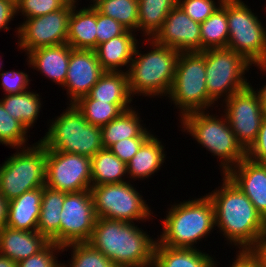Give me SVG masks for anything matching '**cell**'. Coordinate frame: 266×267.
Segmentation results:
<instances>
[{
  "label": "cell",
  "instance_id": "obj_1",
  "mask_svg": "<svg viewBox=\"0 0 266 267\" xmlns=\"http://www.w3.org/2000/svg\"><path fill=\"white\" fill-rule=\"evenodd\" d=\"M221 184L208 192L214 207L215 227L226 244L236 251H250L266 236V221L250 199L226 176ZM238 249V250H237Z\"/></svg>",
  "mask_w": 266,
  "mask_h": 267
},
{
  "label": "cell",
  "instance_id": "obj_2",
  "mask_svg": "<svg viewBox=\"0 0 266 267\" xmlns=\"http://www.w3.org/2000/svg\"><path fill=\"white\" fill-rule=\"evenodd\" d=\"M136 224L97 218L88 243L117 267H152L157 237Z\"/></svg>",
  "mask_w": 266,
  "mask_h": 267
},
{
  "label": "cell",
  "instance_id": "obj_3",
  "mask_svg": "<svg viewBox=\"0 0 266 267\" xmlns=\"http://www.w3.org/2000/svg\"><path fill=\"white\" fill-rule=\"evenodd\" d=\"M194 198L177 200V203L174 201L173 205H168L161 221L162 232L157 235L161 245L197 249L200 241H206L216 230L214 207L209 196L205 193Z\"/></svg>",
  "mask_w": 266,
  "mask_h": 267
},
{
  "label": "cell",
  "instance_id": "obj_4",
  "mask_svg": "<svg viewBox=\"0 0 266 267\" xmlns=\"http://www.w3.org/2000/svg\"><path fill=\"white\" fill-rule=\"evenodd\" d=\"M143 43L150 45L146 53L140 49ZM179 55V51L159 45L153 39L141 38L136 44L127 72L131 96L149 97L152 101L153 98H167L173 85Z\"/></svg>",
  "mask_w": 266,
  "mask_h": 267
},
{
  "label": "cell",
  "instance_id": "obj_5",
  "mask_svg": "<svg viewBox=\"0 0 266 267\" xmlns=\"http://www.w3.org/2000/svg\"><path fill=\"white\" fill-rule=\"evenodd\" d=\"M210 111L187 113L179 120L181 125L178 127L198 142V146L217 157L219 172L225 175L246 157V150L237 141L224 113L221 111L218 115Z\"/></svg>",
  "mask_w": 266,
  "mask_h": 267
},
{
  "label": "cell",
  "instance_id": "obj_6",
  "mask_svg": "<svg viewBox=\"0 0 266 267\" xmlns=\"http://www.w3.org/2000/svg\"><path fill=\"white\" fill-rule=\"evenodd\" d=\"M67 105L59 116L48 120L47 132L39 141L47 150L92 158L104 149L101 127L88 123L74 104Z\"/></svg>",
  "mask_w": 266,
  "mask_h": 267
},
{
  "label": "cell",
  "instance_id": "obj_7",
  "mask_svg": "<svg viewBox=\"0 0 266 267\" xmlns=\"http://www.w3.org/2000/svg\"><path fill=\"white\" fill-rule=\"evenodd\" d=\"M205 67L209 110L218 108L219 105L234 93L250 85L249 78L246 76L252 64L232 49H206Z\"/></svg>",
  "mask_w": 266,
  "mask_h": 267
},
{
  "label": "cell",
  "instance_id": "obj_8",
  "mask_svg": "<svg viewBox=\"0 0 266 267\" xmlns=\"http://www.w3.org/2000/svg\"><path fill=\"white\" fill-rule=\"evenodd\" d=\"M47 149L38 140L28 147L16 148L0 164V193L9 201L23 193L44 187Z\"/></svg>",
  "mask_w": 266,
  "mask_h": 267
},
{
  "label": "cell",
  "instance_id": "obj_9",
  "mask_svg": "<svg viewBox=\"0 0 266 267\" xmlns=\"http://www.w3.org/2000/svg\"><path fill=\"white\" fill-rule=\"evenodd\" d=\"M166 99L179 111V119L190 112L209 110L205 50L180 52L173 85Z\"/></svg>",
  "mask_w": 266,
  "mask_h": 267
},
{
  "label": "cell",
  "instance_id": "obj_10",
  "mask_svg": "<svg viewBox=\"0 0 266 267\" xmlns=\"http://www.w3.org/2000/svg\"><path fill=\"white\" fill-rule=\"evenodd\" d=\"M138 191L131 181L91 186L97 218L129 223L150 222L156 215Z\"/></svg>",
  "mask_w": 266,
  "mask_h": 267
},
{
  "label": "cell",
  "instance_id": "obj_11",
  "mask_svg": "<svg viewBox=\"0 0 266 267\" xmlns=\"http://www.w3.org/2000/svg\"><path fill=\"white\" fill-rule=\"evenodd\" d=\"M256 14L247 2L227 0V48L242 55L252 65L266 61V24Z\"/></svg>",
  "mask_w": 266,
  "mask_h": 267
},
{
  "label": "cell",
  "instance_id": "obj_12",
  "mask_svg": "<svg viewBox=\"0 0 266 267\" xmlns=\"http://www.w3.org/2000/svg\"><path fill=\"white\" fill-rule=\"evenodd\" d=\"M72 7L63 8L29 19L16 26V46L27 55L30 51L41 47L56 46L67 43L68 20ZM22 50V51H21Z\"/></svg>",
  "mask_w": 266,
  "mask_h": 267
},
{
  "label": "cell",
  "instance_id": "obj_13",
  "mask_svg": "<svg viewBox=\"0 0 266 267\" xmlns=\"http://www.w3.org/2000/svg\"><path fill=\"white\" fill-rule=\"evenodd\" d=\"M226 116L237 141L247 151L256 141L265 111L258 94L249 85L225 100L218 111Z\"/></svg>",
  "mask_w": 266,
  "mask_h": 267
},
{
  "label": "cell",
  "instance_id": "obj_14",
  "mask_svg": "<svg viewBox=\"0 0 266 267\" xmlns=\"http://www.w3.org/2000/svg\"><path fill=\"white\" fill-rule=\"evenodd\" d=\"M45 186L65 193L91 190V158L47 150Z\"/></svg>",
  "mask_w": 266,
  "mask_h": 267
},
{
  "label": "cell",
  "instance_id": "obj_15",
  "mask_svg": "<svg viewBox=\"0 0 266 267\" xmlns=\"http://www.w3.org/2000/svg\"><path fill=\"white\" fill-rule=\"evenodd\" d=\"M96 220L91 190L66 193L60 213V246L88 242Z\"/></svg>",
  "mask_w": 266,
  "mask_h": 267
},
{
  "label": "cell",
  "instance_id": "obj_16",
  "mask_svg": "<svg viewBox=\"0 0 266 267\" xmlns=\"http://www.w3.org/2000/svg\"><path fill=\"white\" fill-rule=\"evenodd\" d=\"M105 71L101 68L95 50L72 49L67 77L62 87L66 90V104H74L86 96Z\"/></svg>",
  "mask_w": 266,
  "mask_h": 267
},
{
  "label": "cell",
  "instance_id": "obj_17",
  "mask_svg": "<svg viewBox=\"0 0 266 267\" xmlns=\"http://www.w3.org/2000/svg\"><path fill=\"white\" fill-rule=\"evenodd\" d=\"M152 39L159 45L179 52H201L200 24L178 5L168 13L162 27Z\"/></svg>",
  "mask_w": 266,
  "mask_h": 267
},
{
  "label": "cell",
  "instance_id": "obj_18",
  "mask_svg": "<svg viewBox=\"0 0 266 267\" xmlns=\"http://www.w3.org/2000/svg\"><path fill=\"white\" fill-rule=\"evenodd\" d=\"M225 175L250 199L266 221V163L246 156Z\"/></svg>",
  "mask_w": 266,
  "mask_h": 267
},
{
  "label": "cell",
  "instance_id": "obj_19",
  "mask_svg": "<svg viewBox=\"0 0 266 267\" xmlns=\"http://www.w3.org/2000/svg\"><path fill=\"white\" fill-rule=\"evenodd\" d=\"M73 48L67 43L41 47L30 51L26 56V63L29 68L40 72L52 83L63 87L66 77L70 52Z\"/></svg>",
  "mask_w": 266,
  "mask_h": 267
},
{
  "label": "cell",
  "instance_id": "obj_20",
  "mask_svg": "<svg viewBox=\"0 0 266 267\" xmlns=\"http://www.w3.org/2000/svg\"><path fill=\"white\" fill-rule=\"evenodd\" d=\"M138 33L127 30L123 35L113 37L97 46L95 52L104 71L128 72L134 49L140 39ZM126 67V68H125Z\"/></svg>",
  "mask_w": 266,
  "mask_h": 267
},
{
  "label": "cell",
  "instance_id": "obj_21",
  "mask_svg": "<svg viewBox=\"0 0 266 267\" xmlns=\"http://www.w3.org/2000/svg\"><path fill=\"white\" fill-rule=\"evenodd\" d=\"M156 134H152L139 148L138 152L126 164L128 180H146L154 176L166 164L165 144ZM164 144V145H163ZM155 173V174H154ZM131 179V180H130ZM134 182H133V181Z\"/></svg>",
  "mask_w": 266,
  "mask_h": 267
},
{
  "label": "cell",
  "instance_id": "obj_22",
  "mask_svg": "<svg viewBox=\"0 0 266 267\" xmlns=\"http://www.w3.org/2000/svg\"><path fill=\"white\" fill-rule=\"evenodd\" d=\"M48 243L37 230H15L7 226L0 230V255L17 263L37 254Z\"/></svg>",
  "mask_w": 266,
  "mask_h": 267
},
{
  "label": "cell",
  "instance_id": "obj_23",
  "mask_svg": "<svg viewBox=\"0 0 266 267\" xmlns=\"http://www.w3.org/2000/svg\"><path fill=\"white\" fill-rule=\"evenodd\" d=\"M42 195L43 187H38L9 200L6 226L15 230H36Z\"/></svg>",
  "mask_w": 266,
  "mask_h": 267
},
{
  "label": "cell",
  "instance_id": "obj_24",
  "mask_svg": "<svg viewBox=\"0 0 266 267\" xmlns=\"http://www.w3.org/2000/svg\"><path fill=\"white\" fill-rule=\"evenodd\" d=\"M77 8H72L68 20L67 44L73 49L95 50L96 8L92 4Z\"/></svg>",
  "mask_w": 266,
  "mask_h": 267
},
{
  "label": "cell",
  "instance_id": "obj_25",
  "mask_svg": "<svg viewBox=\"0 0 266 267\" xmlns=\"http://www.w3.org/2000/svg\"><path fill=\"white\" fill-rule=\"evenodd\" d=\"M200 248H173L161 245L157 241L152 267H217L219 262L216 256Z\"/></svg>",
  "mask_w": 266,
  "mask_h": 267
},
{
  "label": "cell",
  "instance_id": "obj_26",
  "mask_svg": "<svg viewBox=\"0 0 266 267\" xmlns=\"http://www.w3.org/2000/svg\"><path fill=\"white\" fill-rule=\"evenodd\" d=\"M139 112L133 107L101 127L104 149L126 138L150 137L153 134L151 129L145 127Z\"/></svg>",
  "mask_w": 266,
  "mask_h": 267
},
{
  "label": "cell",
  "instance_id": "obj_27",
  "mask_svg": "<svg viewBox=\"0 0 266 267\" xmlns=\"http://www.w3.org/2000/svg\"><path fill=\"white\" fill-rule=\"evenodd\" d=\"M65 192L43 187L41 210L38 219L37 232L49 242L60 246V213L65 201Z\"/></svg>",
  "mask_w": 266,
  "mask_h": 267
},
{
  "label": "cell",
  "instance_id": "obj_28",
  "mask_svg": "<svg viewBox=\"0 0 266 267\" xmlns=\"http://www.w3.org/2000/svg\"><path fill=\"white\" fill-rule=\"evenodd\" d=\"M3 96L0 101L4 109L30 131L37 123L40 111H42L43 100L40 93L29 89L19 94Z\"/></svg>",
  "mask_w": 266,
  "mask_h": 267
},
{
  "label": "cell",
  "instance_id": "obj_29",
  "mask_svg": "<svg viewBox=\"0 0 266 267\" xmlns=\"http://www.w3.org/2000/svg\"><path fill=\"white\" fill-rule=\"evenodd\" d=\"M92 99L109 103H132L126 72L105 71L88 94Z\"/></svg>",
  "mask_w": 266,
  "mask_h": 267
},
{
  "label": "cell",
  "instance_id": "obj_30",
  "mask_svg": "<svg viewBox=\"0 0 266 267\" xmlns=\"http://www.w3.org/2000/svg\"><path fill=\"white\" fill-rule=\"evenodd\" d=\"M126 175V164L109 149H102L91 158L92 186L129 181Z\"/></svg>",
  "mask_w": 266,
  "mask_h": 267
},
{
  "label": "cell",
  "instance_id": "obj_31",
  "mask_svg": "<svg viewBox=\"0 0 266 267\" xmlns=\"http://www.w3.org/2000/svg\"><path fill=\"white\" fill-rule=\"evenodd\" d=\"M177 3L178 0H138V33L144 39H152Z\"/></svg>",
  "mask_w": 266,
  "mask_h": 267
},
{
  "label": "cell",
  "instance_id": "obj_32",
  "mask_svg": "<svg viewBox=\"0 0 266 267\" xmlns=\"http://www.w3.org/2000/svg\"><path fill=\"white\" fill-rule=\"evenodd\" d=\"M74 105L88 123L98 127L107 125L124 111L133 108L132 103L103 102L94 100L89 95L79 98Z\"/></svg>",
  "mask_w": 266,
  "mask_h": 267
},
{
  "label": "cell",
  "instance_id": "obj_33",
  "mask_svg": "<svg viewBox=\"0 0 266 267\" xmlns=\"http://www.w3.org/2000/svg\"><path fill=\"white\" fill-rule=\"evenodd\" d=\"M201 52L211 48H227L229 29L227 22V0L200 24Z\"/></svg>",
  "mask_w": 266,
  "mask_h": 267
},
{
  "label": "cell",
  "instance_id": "obj_34",
  "mask_svg": "<svg viewBox=\"0 0 266 267\" xmlns=\"http://www.w3.org/2000/svg\"><path fill=\"white\" fill-rule=\"evenodd\" d=\"M101 14L115 19L128 30L138 32V0H87Z\"/></svg>",
  "mask_w": 266,
  "mask_h": 267
},
{
  "label": "cell",
  "instance_id": "obj_35",
  "mask_svg": "<svg viewBox=\"0 0 266 267\" xmlns=\"http://www.w3.org/2000/svg\"><path fill=\"white\" fill-rule=\"evenodd\" d=\"M71 251L70 261L61 263V267H117L109 258L99 250L93 248L88 242L72 243L63 247L64 251Z\"/></svg>",
  "mask_w": 266,
  "mask_h": 267
},
{
  "label": "cell",
  "instance_id": "obj_36",
  "mask_svg": "<svg viewBox=\"0 0 266 267\" xmlns=\"http://www.w3.org/2000/svg\"><path fill=\"white\" fill-rule=\"evenodd\" d=\"M28 133L20 121L9 115L0 101V144L12 149L28 147Z\"/></svg>",
  "mask_w": 266,
  "mask_h": 267
},
{
  "label": "cell",
  "instance_id": "obj_37",
  "mask_svg": "<svg viewBox=\"0 0 266 267\" xmlns=\"http://www.w3.org/2000/svg\"><path fill=\"white\" fill-rule=\"evenodd\" d=\"M223 0H178L177 5L195 22L201 24L222 4Z\"/></svg>",
  "mask_w": 266,
  "mask_h": 267
},
{
  "label": "cell",
  "instance_id": "obj_38",
  "mask_svg": "<svg viewBox=\"0 0 266 267\" xmlns=\"http://www.w3.org/2000/svg\"><path fill=\"white\" fill-rule=\"evenodd\" d=\"M59 253H63V247L49 242L37 254L18 262V267H61Z\"/></svg>",
  "mask_w": 266,
  "mask_h": 267
},
{
  "label": "cell",
  "instance_id": "obj_39",
  "mask_svg": "<svg viewBox=\"0 0 266 267\" xmlns=\"http://www.w3.org/2000/svg\"><path fill=\"white\" fill-rule=\"evenodd\" d=\"M64 5L59 0H21L16 7V16L29 19L63 8Z\"/></svg>",
  "mask_w": 266,
  "mask_h": 267
},
{
  "label": "cell",
  "instance_id": "obj_40",
  "mask_svg": "<svg viewBox=\"0 0 266 267\" xmlns=\"http://www.w3.org/2000/svg\"><path fill=\"white\" fill-rule=\"evenodd\" d=\"M29 72L22 70H9L0 72V85L3 95L19 94L31 89Z\"/></svg>",
  "mask_w": 266,
  "mask_h": 267
},
{
  "label": "cell",
  "instance_id": "obj_41",
  "mask_svg": "<svg viewBox=\"0 0 266 267\" xmlns=\"http://www.w3.org/2000/svg\"><path fill=\"white\" fill-rule=\"evenodd\" d=\"M128 29L115 19L101 14L96 9L97 46L113 37L123 35Z\"/></svg>",
  "mask_w": 266,
  "mask_h": 267
},
{
  "label": "cell",
  "instance_id": "obj_42",
  "mask_svg": "<svg viewBox=\"0 0 266 267\" xmlns=\"http://www.w3.org/2000/svg\"><path fill=\"white\" fill-rule=\"evenodd\" d=\"M148 138L149 137L126 138L114 143L108 149L122 162L127 164Z\"/></svg>",
  "mask_w": 266,
  "mask_h": 267
},
{
  "label": "cell",
  "instance_id": "obj_43",
  "mask_svg": "<svg viewBox=\"0 0 266 267\" xmlns=\"http://www.w3.org/2000/svg\"><path fill=\"white\" fill-rule=\"evenodd\" d=\"M251 160L266 163V115L264 116L256 141L246 151Z\"/></svg>",
  "mask_w": 266,
  "mask_h": 267
},
{
  "label": "cell",
  "instance_id": "obj_44",
  "mask_svg": "<svg viewBox=\"0 0 266 267\" xmlns=\"http://www.w3.org/2000/svg\"><path fill=\"white\" fill-rule=\"evenodd\" d=\"M16 16V7L10 2L5 0H0V31H10L11 21L14 20Z\"/></svg>",
  "mask_w": 266,
  "mask_h": 267
},
{
  "label": "cell",
  "instance_id": "obj_45",
  "mask_svg": "<svg viewBox=\"0 0 266 267\" xmlns=\"http://www.w3.org/2000/svg\"><path fill=\"white\" fill-rule=\"evenodd\" d=\"M232 258V263H229V267H259V264L250 251H236Z\"/></svg>",
  "mask_w": 266,
  "mask_h": 267
},
{
  "label": "cell",
  "instance_id": "obj_46",
  "mask_svg": "<svg viewBox=\"0 0 266 267\" xmlns=\"http://www.w3.org/2000/svg\"><path fill=\"white\" fill-rule=\"evenodd\" d=\"M254 66L258 68L257 70L260 71V74H262L261 76H263V74L264 76L266 75V61L252 65V67ZM264 84L262 86H259L260 87L259 89L258 88L256 89L254 86H252V83H250V86L258 94L259 101L266 114V83Z\"/></svg>",
  "mask_w": 266,
  "mask_h": 267
},
{
  "label": "cell",
  "instance_id": "obj_47",
  "mask_svg": "<svg viewBox=\"0 0 266 267\" xmlns=\"http://www.w3.org/2000/svg\"><path fill=\"white\" fill-rule=\"evenodd\" d=\"M250 253L257 260L259 267H266V236L263 237L251 250Z\"/></svg>",
  "mask_w": 266,
  "mask_h": 267
},
{
  "label": "cell",
  "instance_id": "obj_48",
  "mask_svg": "<svg viewBox=\"0 0 266 267\" xmlns=\"http://www.w3.org/2000/svg\"><path fill=\"white\" fill-rule=\"evenodd\" d=\"M9 201L0 193V230L6 226Z\"/></svg>",
  "mask_w": 266,
  "mask_h": 267
},
{
  "label": "cell",
  "instance_id": "obj_49",
  "mask_svg": "<svg viewBox=\"0 0 266 267\" xmlns=\"http://www.w3.org/2000/svg\"><path fill=\"white\" fill-rule=\"evenodd\" d=\"M0 267H18V263L8 257L0 255Z\"/></svg>",
  "mask_w": 266,
  "mask_h": 267
},
{
  "label": "cell",
  "instance_id": "obj_50",
  "mask_svg": "<svg viewBox=\"0 0 266 267\" xmlns=\"http://www.w3.org/2000/svg\"><path fill=\"white\" fill-rule=\"evenodd\" d=\"M64 6H69V7H78L79 6V2L78 0H59Z\"/></svg>",
  "mask_w": 266,
  "mask_h": 267
},
{
  "label": "cell",
  "instance_id": "obj_51",
  "mask_svg": "<svg viewBox=\"0 0 266 267\" xmlns=\"http://www.w3.org/2000/svg\"><path fill=\"white\" fill-rule=\"evenodd\" d=\"M10 2L12 5H14L15 7H17L20 3L21 0H5Z\"/></svg>",
  "mask_w": 266,
  "mask_h": 267
},
{
  "label": "cell",
  "instance_id": "obj_52",
  "mask_svg": "<svg viewBox=\"0 0 266 267\" xmlns=\"http://www.w3.org/2000/svg\"><path fill=\"white\" fill-rule=\"evenodd\" d=\"M0 54H1V53H0ZM2 56H3V55L0 56V72L3 71L2 69H4V68H3L4 65H2V64H3V61L1 60V57H2Z\"/></svg>",
  "mask_w": 266,
  "mask_h": 267
}]
</instances>
